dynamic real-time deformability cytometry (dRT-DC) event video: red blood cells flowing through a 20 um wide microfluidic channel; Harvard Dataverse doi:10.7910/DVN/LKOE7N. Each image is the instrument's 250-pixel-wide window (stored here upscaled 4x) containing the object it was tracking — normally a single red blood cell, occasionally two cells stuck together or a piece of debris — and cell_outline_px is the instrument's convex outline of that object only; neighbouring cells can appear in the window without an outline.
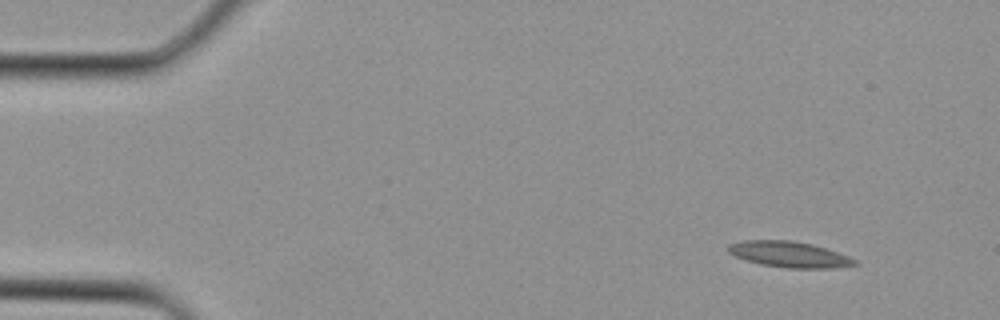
{"species": "Egyptian fruit bat (a non-hibernating species)", "species_latin": "Rousettus aegyptiacus", "temperature_condition": "cold", "stored_images_in_passage": 4, "camera_frame_rate_fps": 3000, "um_per_image_px": 0.085, "animal": {"sex": "female"}, "frame": {"image": 1, "passage_image": 1, "time_ms": 0.0, "image_size_px": [1000, 320], "cell_outline_px": [[860, 264], [836, 268], [788, 268], [760, 264], [744, 260], [728, 252], [728, 244], [744, 240], [792, 240], [812, 244], [848, 256], [856, 260]], "centroid_in_image_um": [67.08, 21.62], "position_along_channel_um": 17.9, "area_um2": 19.07}}
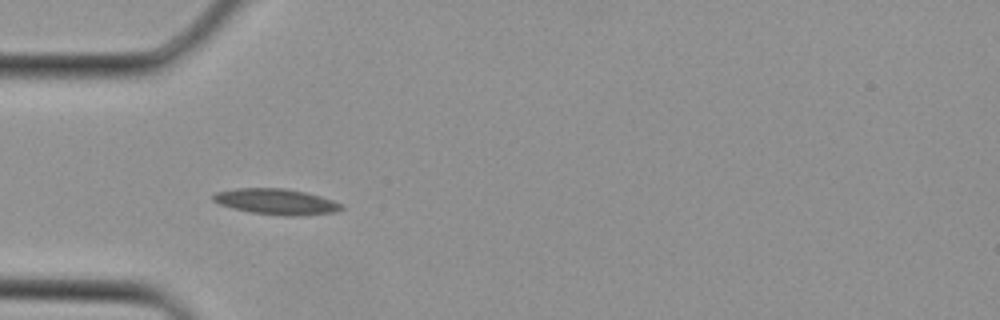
{"frame": {"image": 2, "passage_image": 3, "time_ms": 0.667, "image_size_px": [1000, 320], "cell_outline_px": [[344, 208], [336, 212], [300, 216], [284, 216], [252, 212], [232, 208], [220, 204], [212, 200], [212, 196], [216, 192], [236, 188], [284, 188], [304, 192], [320, 196], [344, 204]], "centroid_in_image_um": [23.51, 17.14], "position_along_channel_um": 61.5, "area_um2": 19.31}}
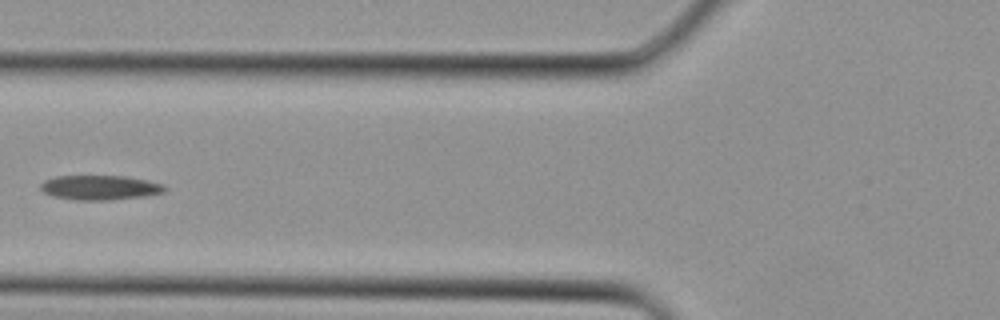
{"frame": {"image": 3, "passage_image": 4, "time_ms": 1.0, "image_size_px": [1000, 320], "cell_outline_px": [[168, 188], [164, 192], [144, 196], [104, 200], [76, 200], [52, 196], [44, 192], [40, 188], [40, 184], [44, 180], [56, 176], [124, 176], [148, 180], [164, 184]], "centroid_in_image_um": [8.5, 15.94], "position_along_channel_um": 117.3, "area_um2": 17.8}}